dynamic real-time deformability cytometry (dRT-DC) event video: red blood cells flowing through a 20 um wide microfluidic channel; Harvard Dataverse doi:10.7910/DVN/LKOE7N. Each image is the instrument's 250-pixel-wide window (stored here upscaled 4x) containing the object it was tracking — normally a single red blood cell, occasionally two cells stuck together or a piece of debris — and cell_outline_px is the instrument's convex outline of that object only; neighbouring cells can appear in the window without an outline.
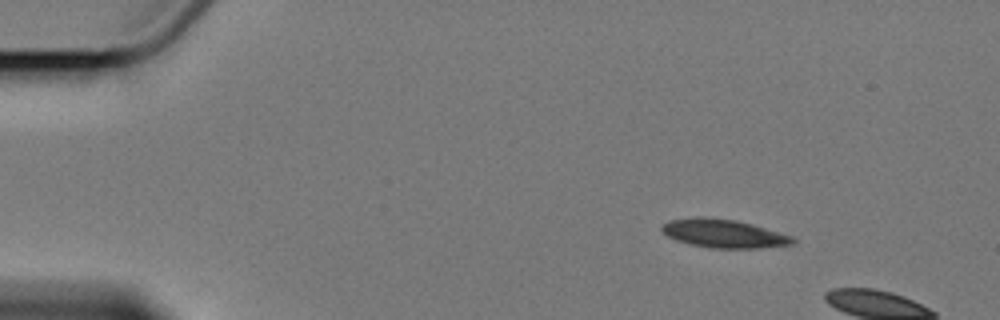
{"species": "Egyptian fruit bat (a non-hibernating species)", "species_latin": "Rousettus aegyptiacus", "temperature_condition": "cold", "stored_images_in_passage": 2, "camera_frame_rate_fps": 3000, "um_per_image_px": 0.085, "animal": {"sex": "female"}, "frame": {"image": 1, "passage_image": 1, "time_ms": 0.0, "image_size_px": [1000, 320], "cell_outline_px": [[796, 244], [760, 248], [712, 248], [688, 244], [676, 240], [668, 236], [660, 228], [664, 224], [672, 220], [732, 220], [752, 224], [792, 236], [796, 240]], "centroid_in_image_um": [61.63, 19.92], "position_along_channel_um": 23.4, "area_um2": 20.63}}